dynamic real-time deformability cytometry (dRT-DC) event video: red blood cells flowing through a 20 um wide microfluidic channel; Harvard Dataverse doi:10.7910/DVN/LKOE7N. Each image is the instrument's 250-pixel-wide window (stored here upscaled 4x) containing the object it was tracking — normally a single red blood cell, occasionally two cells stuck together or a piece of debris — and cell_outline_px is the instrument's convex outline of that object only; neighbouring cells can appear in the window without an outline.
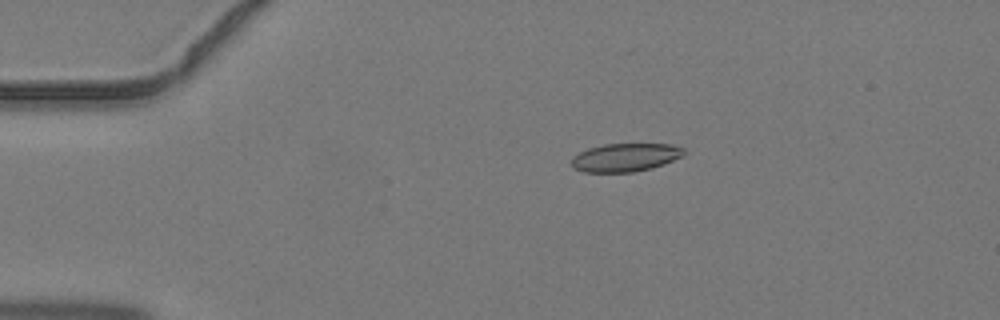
{"species": "common noctule bat (a hibernating species)", "species_latin": "Nyctalus noctula", "temperature_condition": "warm", "stored_images_in_passage": 2, "camera_frame_rate_fps": 3000, "um_per_image_px": 0.085, "animal": {"sex": "male", "body_mass_g": 19.2, "forearm_length_mm": 51.8}, "frame": {"image": 1, "passage_image": 1, "time_ms": 0.0, "image_size_px": [1000, 320], "cell_outline_px": [[688, 152], [684, 156], [664, 164], [652, 168], [632, 172], [584, 172], [572, 168], [572, 156], [588, 148], [604, 144], [672, 144], [684, 148]], "centroid_in_image_um": [53.19, 13.38], "position_along_channel_um": 31.8, "area_um2": 18.73}}